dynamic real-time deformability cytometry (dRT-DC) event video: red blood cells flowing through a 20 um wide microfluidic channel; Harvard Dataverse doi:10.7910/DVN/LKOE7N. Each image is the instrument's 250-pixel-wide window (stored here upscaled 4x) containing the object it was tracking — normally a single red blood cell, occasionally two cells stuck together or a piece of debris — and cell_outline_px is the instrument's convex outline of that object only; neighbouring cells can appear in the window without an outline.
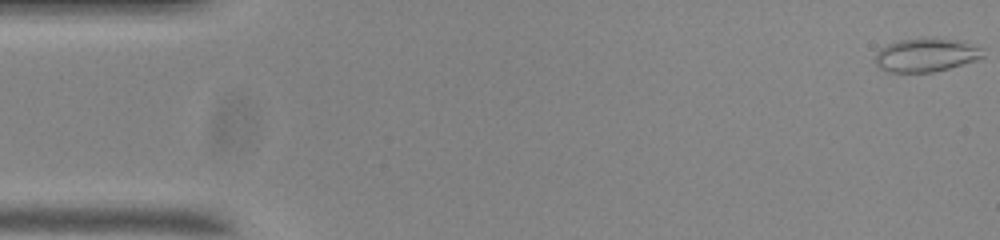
{"species": "common noctule bat (a hibernating species)", "species_latin": "Nyctalus noctula", "temperature_condition": "room temperature", "stored_images_in_passage": 55, "camera_frame_rate_fps": 3000, "um_per_image_px": 0.085, "animal": {"sex": "male", "body_mass_g": 20.0, "forearm_length_mm": 53.3}, "frame": {"image": 1, "passage_image": 1, "time_ms": 0.0, "image_size_px": [1000, 240], "cell_outline_px": [[984, 56], [976, 60], [948, 68], [932, 72], [884, 72], [872, 60], [876, 52], [880, 48], [888, 44], [900, 40], [920, 36], [960, 40], [984, 48]], "centroid_in_image_um": [78.68, 4.65], "position_along_channel_um": 6.3, "area_um2": 21.62}}
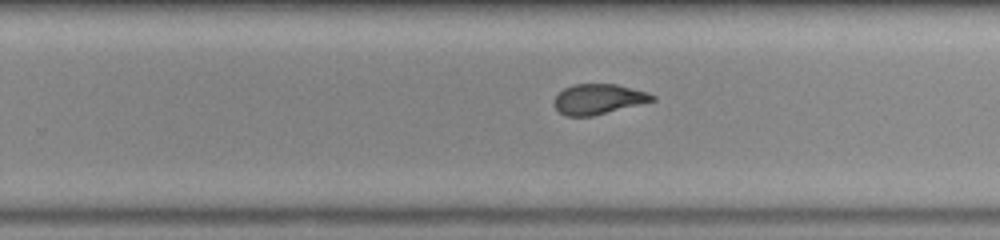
{"frame": {"image": 2, "passage_image": 34, "time_ms": 11.0, "image_size_px": [1000, 240], "cell_outline_px": [[656, 100], [592, 116], [564, 116], [552, 104], [552, 100], [564, 88], [572, 84], [616, 84], [648, 92], [656, 96]], "centroid_in_image_um": [50.84, 8.42], "position_along_channel_um": 279.0, "area_um2": 17.34}}
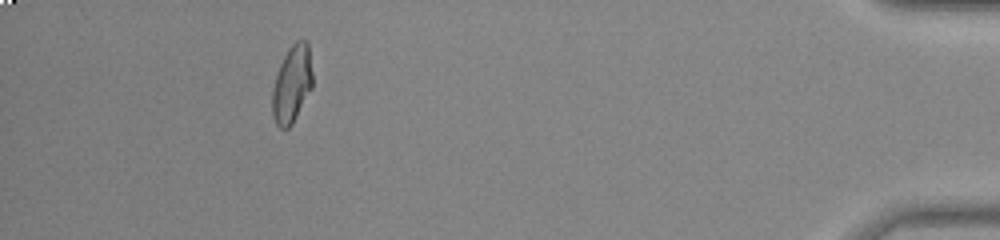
{"frame": {"image": 3, "passage_image": 50, "time_ms": 16.333, "image_size_px": [1000, 240], "cell_outline_px": [[312, 88], [292, 124], [288, 128], [280, 128], [276, 124], [272, 116], [272, 88], [276, 72], [288, 48], [296, 40], [308, 40], [312, 72]], "centroid_in_image_um": [24.8, 7.13], "position_along_channel_um": 410.4, "area_um2": 18.32}, "authors_computed_cell_mechanics": {"area_um2": 18.5538, "velocity_mm_per_s": 3.7034, "shape_relaxation_time_tau1_ms": 7.8707, "shape_relaxation_time_tau2_ms": 1.3474, "deformation_change_tau1": 0.1751, "deformation_change_tau2": 0.0731}}